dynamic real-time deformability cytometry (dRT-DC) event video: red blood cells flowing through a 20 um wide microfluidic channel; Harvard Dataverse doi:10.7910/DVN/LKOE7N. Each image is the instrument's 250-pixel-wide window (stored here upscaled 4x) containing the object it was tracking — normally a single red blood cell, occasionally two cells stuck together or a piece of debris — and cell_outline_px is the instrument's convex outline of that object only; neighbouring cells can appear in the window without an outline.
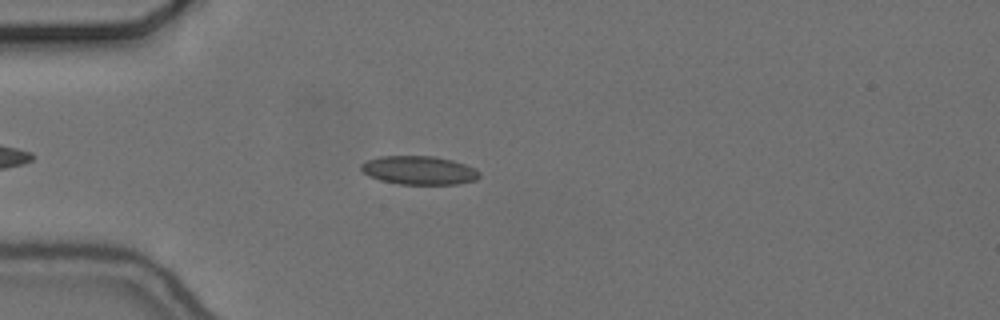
{"species": "common noctule bat (a hibernating species)", "species_latin": "Nyctalus noctula", "temperature_condition": "cold", "stored_images_in_passage": 46, "camera_frame_rate_fps": 3000, "um_per_image_px": 0.085, "animal": {"sex": "female", "body_mass_g": 24.6, "forearm_length_mm": 56.2}, "frame": {"image": 1, "passage_image": 9, "time_ms": 2.667, "image_size_px": [1000, 320], "cell_outline_px": [[480, 176], [476, 180], [456, 184], [400, 184], [380, 180], [368, 176], [360, 168], [360, 164], [368, 160], [380, 156], [436, 156], [452, 160], [476, 168], [480, 172]], "centroid_in_image_um": [35.63, 14.47], "position_along_channel_um": 49.4, "area_um2": 19.77}}
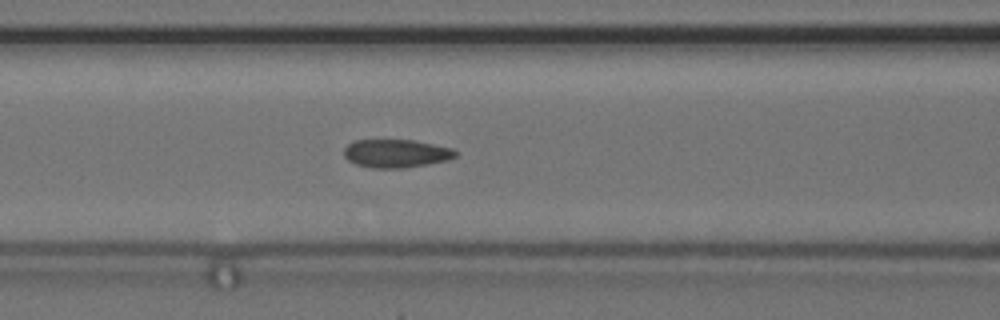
{"frame": {"image": 2, "passage_image": 17, "time_ms": 5.333, "image_size_px": [1000, 320], "cell_outline_px": [[456, 156], [448, 160], [428, 164], [404, 168], [372, 168], [356, 164], [348, 160], [344, 156], [344, 148], [348, 144], [356, 140], [412, 140], [452, 148], [456, 152]], "centroid_in_image_um": [33.65, 13.05], "position_along_channel_um": 132.9, "area_um2": 18.26}}
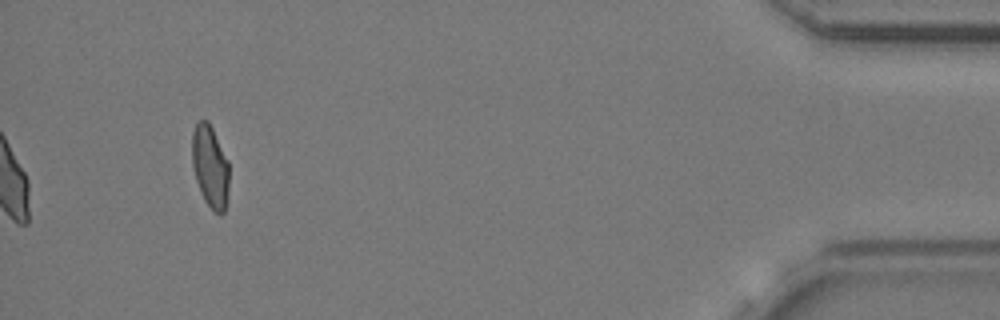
{"frame": {"image": 3, "passage_image": 46, "time_ms": 15.0, "image_size_px": [1000, 320], "cell_outline_px": [[228, 188], [224, 212], [220, 216], [212, 212], [204, 200], [196, 180], [192, 164], [192, 132], [196, 124], [200, 120], [208, 120], [228, 160]], "centroid_in_image_um": [17.85, 14.18], "position_along_channel_um": 417.3, "area_um2": 17.8}, "authors_computed_cell_mechanics": {"area_um2": 19.1318, "velocity_mm_per_s": 3.6742, "shape_relaxation_time_tau1_ms": null, "shape_relaxation_time_tau2_ms": 2.0696, "deformation_change_tau1": null, "deformation_change_tau2": 0.0576}}